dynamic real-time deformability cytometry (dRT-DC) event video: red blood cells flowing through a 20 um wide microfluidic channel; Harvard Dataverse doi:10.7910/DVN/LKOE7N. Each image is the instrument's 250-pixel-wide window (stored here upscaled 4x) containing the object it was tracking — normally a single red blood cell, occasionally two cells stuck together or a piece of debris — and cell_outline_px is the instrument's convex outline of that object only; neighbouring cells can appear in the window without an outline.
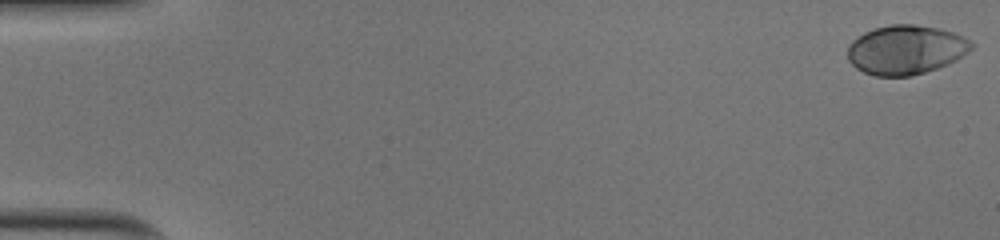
{"species": "human", "species_latin": "Homo sapiens", "temperature_condition": "cold", "stored_images_in_passage": 45, "camera_frame_rate_fps": 3000, "um_per_image_px": 0.085, "donor": {"sex": "male"}, "frame": {"image": 1, "passage_image": 1, "time_ms": 0.0, "image_size_px": [1000, 240], "cell_outline_px": [[972, 48], [968, 52], [956, 60], [948, 64], [912, 76], [876, 76], [864, 72], [856, 68], [848, 60], [848, 44], [852, 40], [864, 32], [876, 28], [892, 24], [916, 24], [940, 28], [952, 32], [972, 40]], "centroid_in_image_um": [76.99, 4.22], "position_along_channel_um": 8.0, "area_um2": 35.6}}
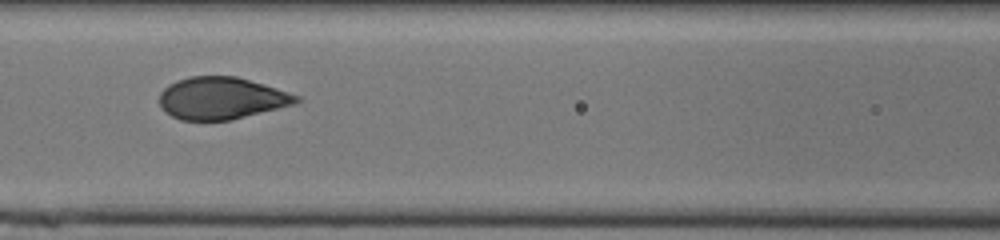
{"frame": {"image": 2, "passage_image": 24, "time_ms": 7.667, "image_size_px": [1000, 240], "cell_outline_px": [[300, 100], [296, 104], [228, 120], [180, 120], [172, 116], [160, 104], [160, 92], [168, 84], [176, 80], [188, 76], [236, 76], [264, 84], [300, 96]], "centroid_in_image_um": [18.82, 8.33], "position_along_channel_um": 147.8, "area_um2": 33.41}}
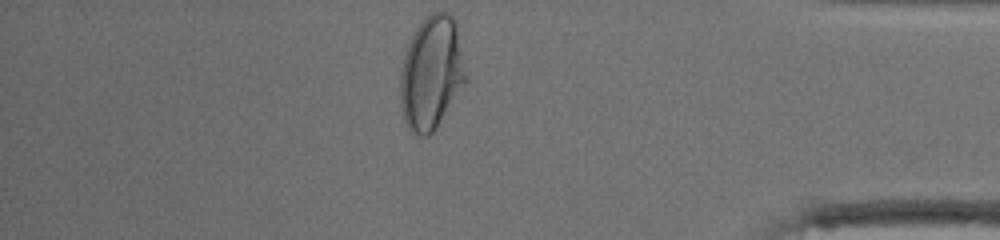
{"frame": {"image": 3, "passage_image": 45, "time_ms": 14.667, "image_size_px": [1000, 240], "cell_outline_px": [[468, 80], [432, 132], [428, 136], [420, 136], [412, 132], [408, 128], [404, 120], [400, 108], [400, 72], [404, 56], [408, 44], [416, 28], [432, 12], [448, 12], [452, 16], [456, 24]], "centroid_in_image_um": [36.66, 6.22], "position_along_channel_um": 398.5, "area_um2": 43.12}, "authors_computed_cell_mechanics": {"area_um2": 35.0268, "velocity_mm_per_s": 4.0074, "shape_relaxation_time_tau1_ms": 3.8861, "shape_relaxation_time_tau2_ms": null, "deformation_change_tau1": 0.1857, "deformation_change_tau2": null}}